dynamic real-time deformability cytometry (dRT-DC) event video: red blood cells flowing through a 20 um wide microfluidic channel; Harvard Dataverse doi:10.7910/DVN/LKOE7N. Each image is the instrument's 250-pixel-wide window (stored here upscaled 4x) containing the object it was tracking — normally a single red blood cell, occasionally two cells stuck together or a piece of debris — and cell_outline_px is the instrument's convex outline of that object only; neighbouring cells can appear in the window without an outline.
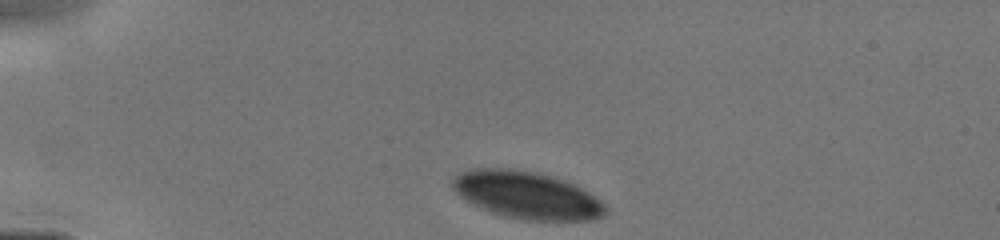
{"species": "human", "species_latin": "Homo sapiens", "temperature_condition": "cold", "stored_images_in_passage": 35, "camera_frame_rate_fps": 3000, "um_per_image_px": 0.085, "donor": {"sex": "male"}, "frame": {"image": 1, "passage_image": 1, "time_ms": 0.0, "image_size_px": [1000, 240], "cell_outline_px": [[608, 208], [596, 220], [524, 220], [492, 212], [468, 200], [456, 192], [452, 188], [452, 180], [460, 172], [472, 168], [512, 168], [536, 172], [572, 184], [588, 192], [600, 200]], "centroid_in_image_um": [44.78, 16.58], "position_along_channel_um": 40.2, "area_um2": 41.38}}
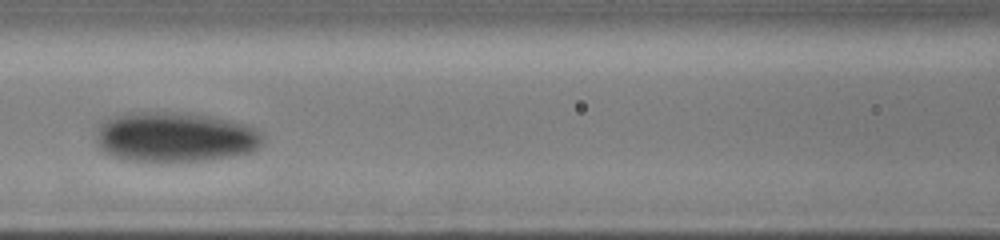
{"frame": {"image": 2, "passage_image": 27, "time_ms": 3.667, "image_size_px": [1000, 240], "cell_outline_px": [[264, 140], [252, 152], [232, 156], [208, 160], [168, 164], [124, 160], [112, 156], [104, 152], [96, 144], [96, 136], [100, 124], [104, 120], [112, 116], [128, 112], [192, 112], [232, 120], [256, 128], [264, 132]], "centroid_in_image_um": [14.88, 11.67], "position_along_channel_um": 151.7, "area_um2": 50.17}}
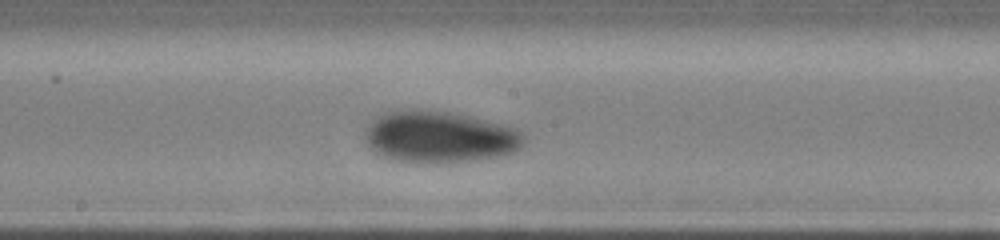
{"frame": {"image": 3, "passage_image": 34, "time_ms": 5.0, "image_size_px": [1000, 240], "cell_outline_px": [[524, 144], [516, 152], [500, 156], [476, 160], [440, 164], [408, 164], [392, 160], [376, 152], [368, 144], [364, 136], [364, 132], [372, 120], [376, 116], [384, 112], [412, 108], [416, 108], [448, 112], [468, 116], [504, 124], [516, 128], [524, 136]], "centroid_in_image_um": [37.34, 11.66], "position_along_channel_um": 210.9, "area_um2": 48.84}}